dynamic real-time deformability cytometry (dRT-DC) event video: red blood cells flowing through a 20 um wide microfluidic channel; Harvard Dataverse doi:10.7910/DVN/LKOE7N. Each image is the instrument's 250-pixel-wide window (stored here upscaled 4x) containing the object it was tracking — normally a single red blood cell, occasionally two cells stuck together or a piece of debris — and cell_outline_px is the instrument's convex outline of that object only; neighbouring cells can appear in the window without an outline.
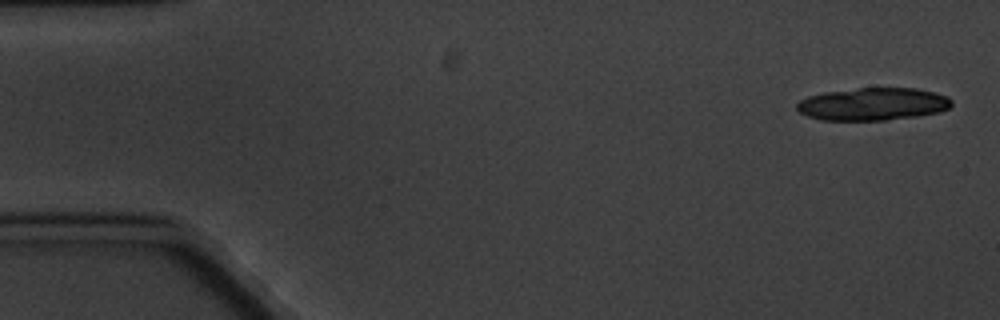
{"species": "common noctule bat (a hibernating species)", "species_latin": "Nyctalus noctula", "temperature_condition": "cold", "stored_images_in_passage": 4, "camera_frame_rate_fps": 3000, "um_per_image_px": 0.085, "animal": {"sex": "male", "body_mass_g": 20.1, "forearm_length_mm": 53.5}, "frame": {"image": 1, "passage_image": 1, "time_ms": 0.0, "image_size_px": [1000, 320], "cell_outline_px": [[952, 104], [948, 108], [940, 112], [916, 116], [884, 120], [820, 120], [808, 116], [800, 112], [796, 108], [796, 104], [800, 100], [808, 96], [824, 92], [856, 88], [916, 88], [936, 92], [948, 96], [952, 100]], "centroid_in_image_um": [74.2, 8.84], "position_along_channel_um": 10.8, "area_um2": 29.54}}